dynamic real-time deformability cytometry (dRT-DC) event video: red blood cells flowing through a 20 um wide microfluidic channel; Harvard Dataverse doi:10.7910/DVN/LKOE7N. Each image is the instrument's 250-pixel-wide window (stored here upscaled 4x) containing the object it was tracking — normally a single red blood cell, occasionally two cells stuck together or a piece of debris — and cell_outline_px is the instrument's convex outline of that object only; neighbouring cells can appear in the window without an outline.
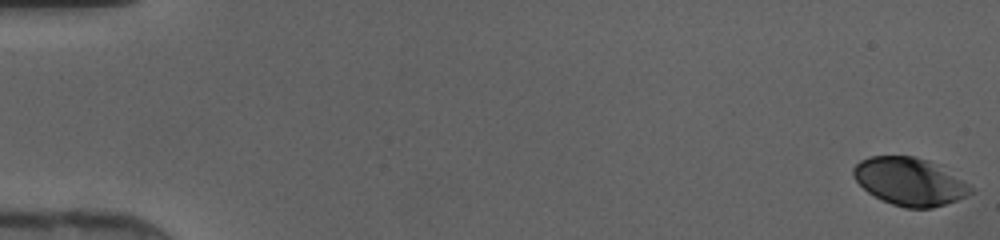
{"species": "human", "species_latin": "Homo sapiens", "temperature_condition": "cold", "stored_images_in_passage": 47, "camera_frame_rate_fps": 3000, "um_per_image_px": 0.085, "donor": {"sex": "female"}, "frame": {"image": 1, "passage_image": 1, "time_ms": 0.0, "image_size_px": [1000, 240], "cell_outline_px": [[972, 192], [956, 200], [932, 208], [904, 208], [892, 204], [868, 192], [852, 176], [852, 168], [860, 160], [868, 156], [912, 156], [928, 160], [964, 180], [972, 188]], "centroid_in_image_um": [77.28, 15.42], "position_along_channel_um": 7.7, "area_um2": 32.25}}
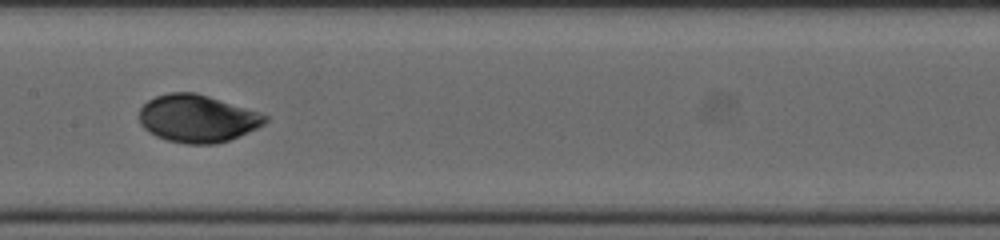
{"frame": {"image": 2, "passage_image": 25, "time_ms": 8.0, "image_size_px": [1000, 240], "cell_outline_px": [[268, 120], [264, 124], [240, 136], [216, 144], [184, 144], [168, 140], [156, 136], [148, 132], [140, 124], [140, 108], [148, 100], [156, 96], [168, 92], [196, 92], [268, 116]], "centroid_in_image_um": [16.74, 10.08], "position_along_channel_um": 190.7, "area_um2": 34.62}}
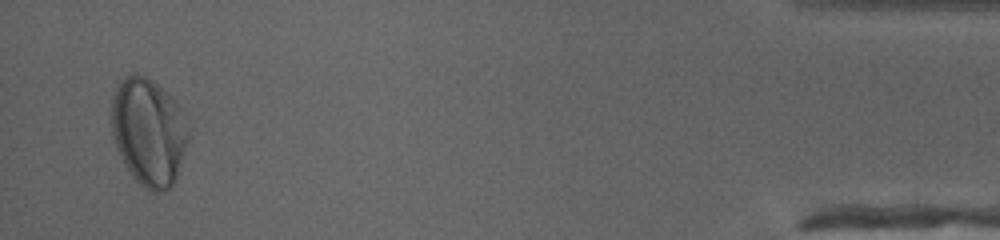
{"frame": {"image": 3, "passage_image": 46, "time_ms": 15.0, "image_size_px": [1000, 240], "cell_outline_px": [[188, 140], [176, 180], [164, 192], [152, 192], [144, 188], [132, 176], [124, 164], [116, 148], [112, 136], [108, 112], [112, 92], [116, 84], [124, 76], [132, 72], [136, 72], [148, 76], [172, 96], [180, 108], [188, 132]], "centroid_in_image_um": [12.56, 11.15], "position_along_channel_um": 422.6, "area_um2": 49.3}}